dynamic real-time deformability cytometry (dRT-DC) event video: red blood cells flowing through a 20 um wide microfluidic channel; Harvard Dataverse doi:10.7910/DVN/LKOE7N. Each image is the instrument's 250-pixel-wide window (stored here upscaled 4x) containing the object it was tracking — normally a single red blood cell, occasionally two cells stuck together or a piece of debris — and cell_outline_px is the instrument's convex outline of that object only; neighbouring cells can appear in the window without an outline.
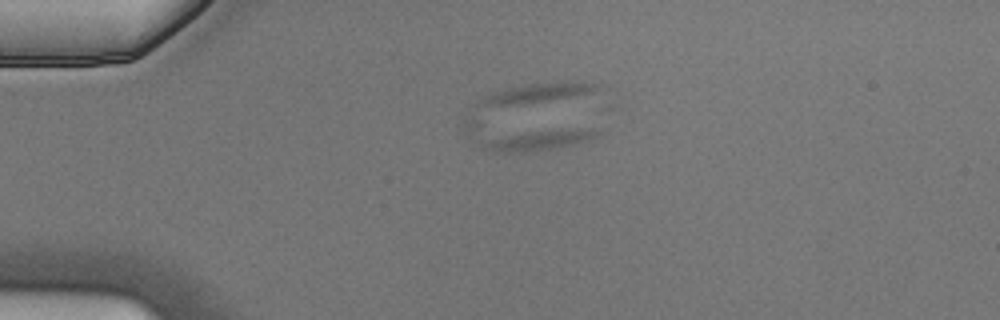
{"species": "Egyptian fruit bat (a non-hibernating species)", "species_latin": "Rousettus aegyptiacus", "temperature_condition": "cold", "stored_images_in_passage": 2, "camera_frame_rate_fps": 3000, "um_per_image_px": 0.085, "animal": {"sex": "male"}, "frame": {"image": 1, "passage_image": 1, "time_ms": 0.0, "image_size_px": [1000, 320], "cell_outline_px": [[604, 132], [588, 140], [556, 148], [524, 152], [500, 152], [476, 148], [484, 144], [508, 136], [536, 132], [580, 128], [604, 128]], "centroid_in_image_um": [46.05, 11.92], "position_along_channel_um": 39.0, "area_um2": 12.72}}